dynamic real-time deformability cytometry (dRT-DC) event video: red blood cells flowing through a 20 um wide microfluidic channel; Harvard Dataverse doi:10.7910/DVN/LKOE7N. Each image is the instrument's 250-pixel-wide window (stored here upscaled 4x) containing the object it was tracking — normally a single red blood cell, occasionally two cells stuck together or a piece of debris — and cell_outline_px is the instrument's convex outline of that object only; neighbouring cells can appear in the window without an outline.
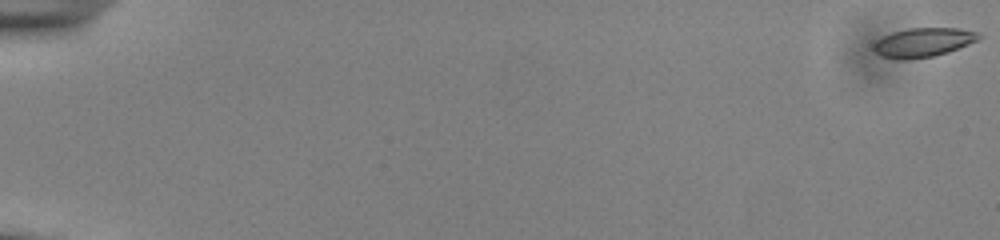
{"species": "common noctule bat (a hibernating species)", "species_latin": "Nyctalus noctula", "temperature_condition": "cold", "stored_images_in_passage": 55, "camera_frame_rate_fps": 3000, "um_per_image_px": 0.085, "animal": {"sex": "male", "body_mass_g": 13.0, "forearm_length_mm": 53.1}, "frame": {"image": 1, "passage_image": 1, "time_ms": 0.0, "image_size_px": [1000, 240], "cell_outline_px": [[984, 36], [980, 40], [948, 52], [932, 56], [904, 60], [880, 56], [872, 48], [876, 40], [892, 32], [908, 28], [960, 28], [980, 32]], "centroid_in_image_um": [78.53, 3.59], "position_along_channel_um": 6.5, "area_um2": 18.03}}
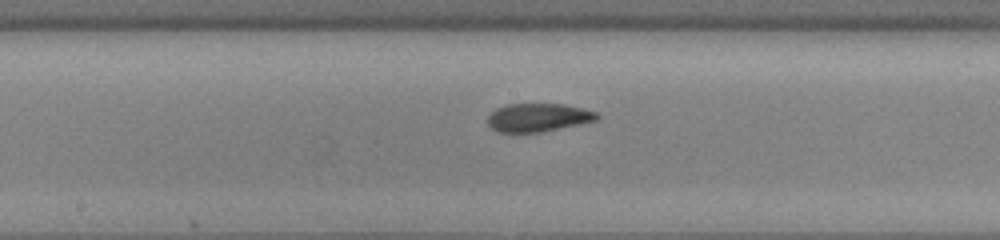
{"frame": {"image": 2, "passage_image": 31, "time_ms": 10.0, "image_size_px": [1000, 240], "cell_outline_px": [[600, 116], [596, 120], [580, 124], [540, 132], [496, 132], [488, 124], [488, 116], [496, 108], [504, 104], [564, 104], [596, 112]], "centroid_in_image_um": [45.71, 9.98], "position_along_channel_um": 202.5, "area_um2": 17.92}}
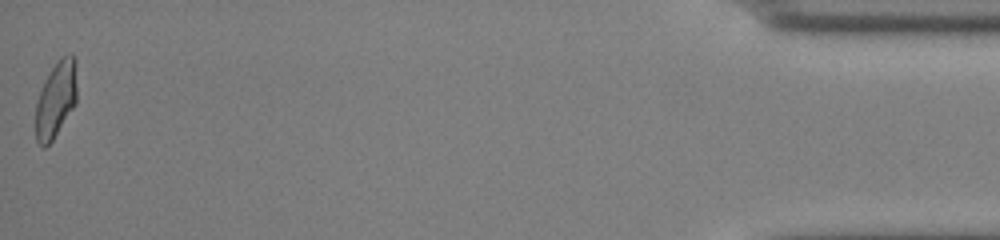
{"frame": {"image": 3, "passage_image": 55, "time_ms": 18.0, "image_size_px": [1000, 240], "cell_outline_px": [[76, 104], [52, 140], [44, 148], [40, 148], [36, 140], [36, 100], [44, 80], [60, 56], [72, 52], [76, 60]], "centroid_in_image_um": [4.75, 8.42], "position_along_channel_um": 430.4, "area_um2": 18.55}, "authors_computed_cell_mechanics": {"area_um2": 18.1492, "velocity_mm_per_s": 3.9149, "shape_relaxation_time_tau1_ms": 6.9972, "shape_relaxation_time_tau2_ms": 1.4811, "deformation_change_tau1": 0.1607, "deformation_change_tau2": 0.0715}}